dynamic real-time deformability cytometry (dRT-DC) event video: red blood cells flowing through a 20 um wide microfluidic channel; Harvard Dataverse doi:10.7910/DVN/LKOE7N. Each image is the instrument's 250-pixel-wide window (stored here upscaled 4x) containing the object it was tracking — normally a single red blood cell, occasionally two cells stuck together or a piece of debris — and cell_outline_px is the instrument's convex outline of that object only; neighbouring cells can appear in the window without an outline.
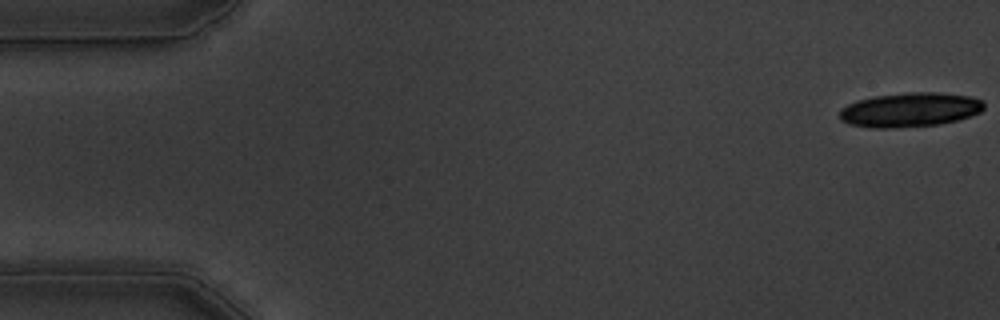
{"species": "common noctule bat (a hibernating species)", "species_latin": "Nyctalus noctula", "temperature_condition": "warm", "stored_images_in_passage": 18, "camera_frame_rate_fps": 3000, "um_per_image_px": 0.085, "animal": {"sex": "male", "body_mass_g": 19.5, "forearm_length_mm": 54.6}, "frame": {"image": 1, "passage_image": 1, "time_ms": 0.0, "image_size_px": [1000, 320], "cell_outline_px": [[984, 108], [980, 112], [956, 120], [940, 124], [892, 128], [872, 128], [848, 124], [840, 120], [840, 108], [856, 100], [876, 96], [904, 92], [936, 92], [968, 96], [984, 100]], "centroid_in_image_um": [77.31, 9.33], "position_along_channel_um": 7.7, "area_um2": 28.96}}